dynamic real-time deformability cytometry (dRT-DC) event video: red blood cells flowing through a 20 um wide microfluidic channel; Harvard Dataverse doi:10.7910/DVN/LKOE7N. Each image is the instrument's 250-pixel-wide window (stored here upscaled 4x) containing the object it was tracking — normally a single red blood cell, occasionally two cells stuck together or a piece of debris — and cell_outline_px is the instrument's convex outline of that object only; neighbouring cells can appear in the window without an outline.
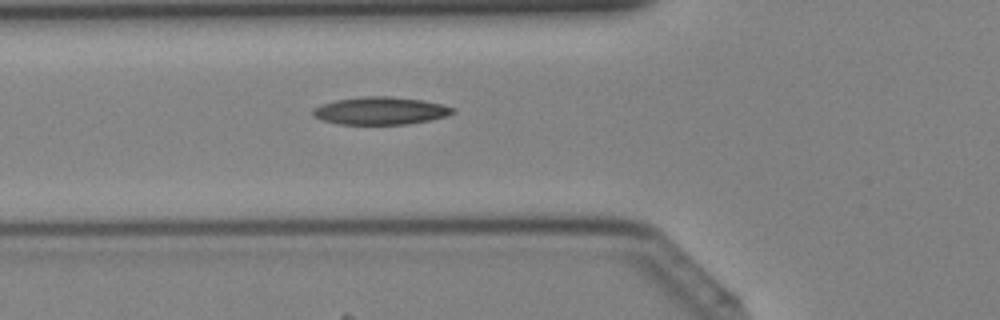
{"species": "Egyptian fruit bat (a non-hibernating species)", "species_latin": "Rousettus aegyptiacus", "temperature_condition": "cold", "stored_images_in_passage": 41, "camera_frame_rate_fps": 3000, "um_per_image_px": 0.085, "animal": {"sex": "female"}, "frame": {"image": 1, "passage_image": 15, "time_ms": 4.667, "image_size_px": [1000, 320], "cell_outline_px": [[456, 112], [448, 116], [432, 120], [408, 124], [336, 124], [320, 120], [312, 116], [312, 108], [336, 100], [364, 96], [388, 96], [424, 100], [456, 108]], "centroid_in_image_um": [32.35, 9.42], "position_along_channel_um": 93.4, "area_um2": 22.77}}
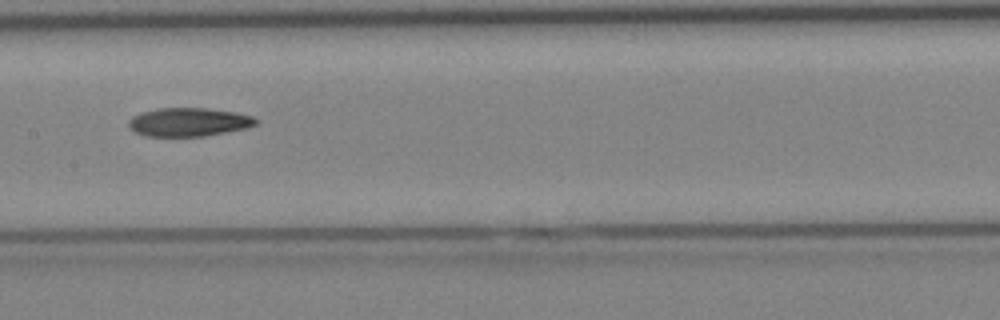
{"frame": {"image": 2, "passage_image": 21, "time_ms": 6.667, "image_size_px": [1000, 320], "cell_outline_px": [[256, 124], [248, 128], [204, 136], [144, 136], [128, 128], [128, 120], [132, 116], [144, 112], [160, 108], [204, 108], [236, 112], [252, 116], [256, 120]], "centroid_in_image_um": [16.02, 10.38], "position_along_channel_um": 191.4, "area_um2": 21.1}}
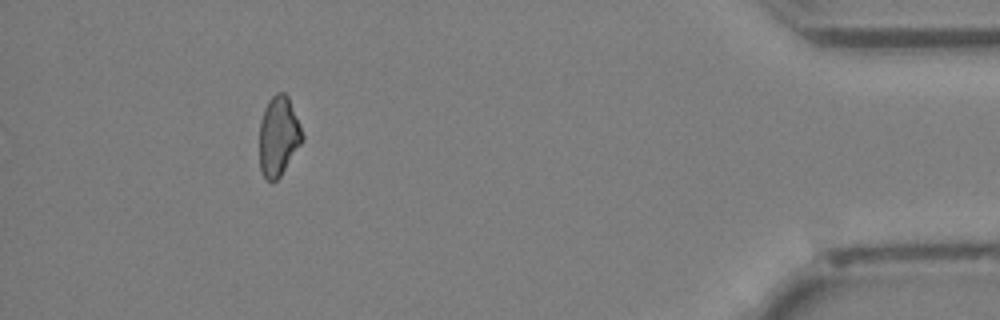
{"frame": {"image": 3, "passage_image": 38, "time_ms": 12.333, "image_size_px": [1000, 320], "cell_outline_px": [[304, 140], [280, 176], [276, 180], [268, 180], [264, 176], [260, 168], [260, 120], [264, 108], [268, 100], [276, 92], [284, 92], [288, 96], [300, 124], [304, 136]], "centroid_in_image_um": [23.68, 11.54], "position_along_channel_um": 411.5, "area_um2": 19.88}}